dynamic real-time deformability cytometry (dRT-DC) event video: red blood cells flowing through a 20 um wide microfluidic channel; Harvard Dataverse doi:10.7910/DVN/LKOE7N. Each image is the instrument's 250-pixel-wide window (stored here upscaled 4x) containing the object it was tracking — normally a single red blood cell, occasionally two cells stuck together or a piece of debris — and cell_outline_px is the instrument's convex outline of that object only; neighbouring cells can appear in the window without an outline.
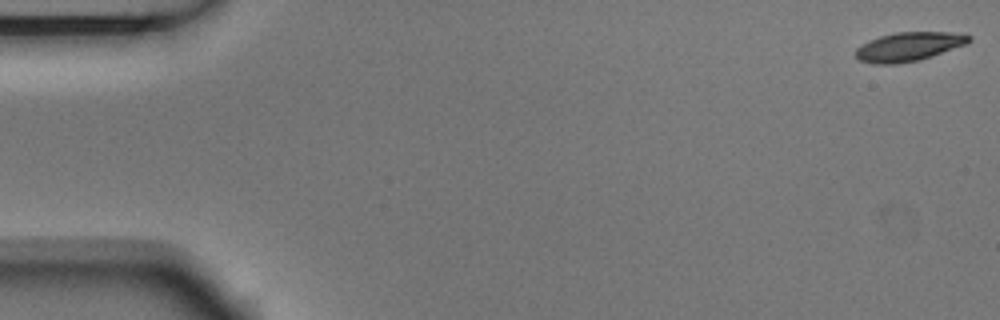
{"species": "Egyptian fruit bat (a non-hibernating species)", "species_latin": "Rousettus aegyptiacus", "temperature_condition": "room temperature", "stored_images_in_passage": 4, "camera_frame_rate_fps": 3000, "um_per_image_px": 0.085, "animal": {"sex": "male"}, "frame": {"image": 1, "passage_image": 1, "time_ms": 0.0, "image_size_px": [1000, 320], "cell_outline_px": [[972, 40], [968, 44], [920, 60], [896, 64], [872, 64], [856, 60], [856, 48], [860, 44], [868, 40], [880, 36], [896, 32], [948, 32], [972, 36]], "centroid_in_image_um": [77.22, 3.97], "position_along_channel_um": 7.8, "area_um2": 19.36}}
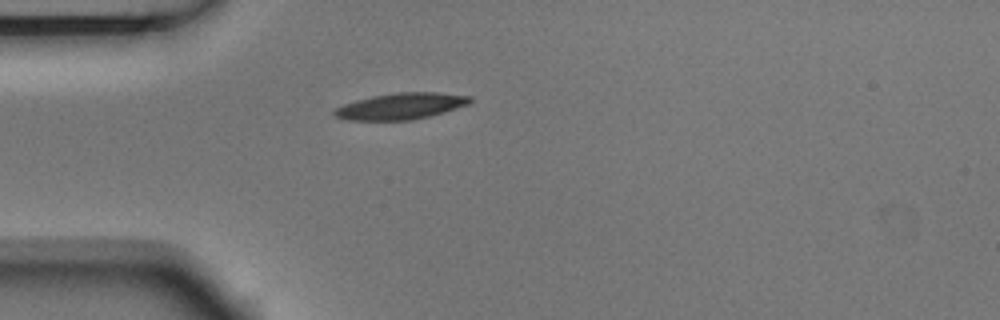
{"frame": {"image": 2, "passage_image": 4, "time_ms": 1.0, "image_size_px": [1000, 320], "cell_outline_px": [[472, 100], [468, 104], [444, 112], [412, 120], [348, 120], [336, 116], [332, 112], [336, 108], [344, 104], [356, 100], [372, 96], [396, 92], [436, 92], [472, 96]], "centroid_in_image_um": [34.08, 9.01], "position_along_channel_um": 50.9, "area_um2": 20.69}}